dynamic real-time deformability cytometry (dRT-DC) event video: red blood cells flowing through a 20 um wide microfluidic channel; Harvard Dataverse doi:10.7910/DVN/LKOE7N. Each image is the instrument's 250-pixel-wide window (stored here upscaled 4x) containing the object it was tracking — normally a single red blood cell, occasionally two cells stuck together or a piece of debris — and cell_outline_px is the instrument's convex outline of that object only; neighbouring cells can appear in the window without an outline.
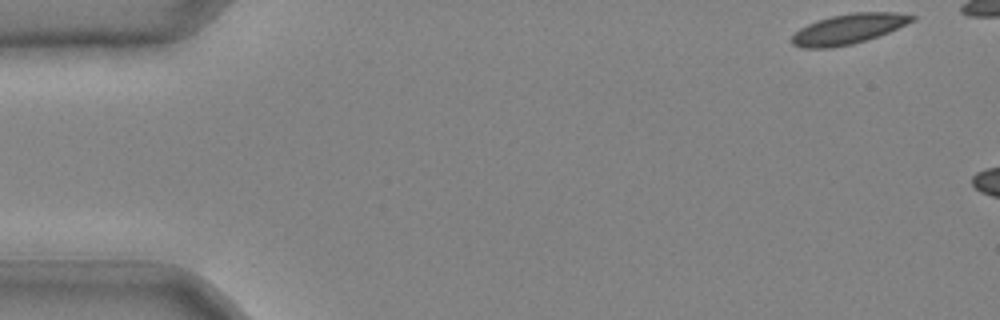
{"species": "common noctule bat (a hibernating species)", "species_latin": "Nyctalus noctula", "temperature_condition": "cold", "stored_images_in_passage": 7, "camera_frame_rate_fps": 3000, "um_per_image_px": 0.085, "animal": {"sex": "male", "body_mass_g": 20.4}, "frame": {"image": 1, "passage_image": 1, "time_ms": 0.0, "image_size_px": [1000, 320], "cell_outline_px": [[916, 20], [888, 32], [852, 44], [832, 48], [800, 48], [792, 44], [792, 36], [800, 28], [816, 20], [832, 16], [852, 12], [896, 12], [916, 16]], "centroid_in_image_um": [72.11, 2.45], "position_along_channel_um": 12.9, "area_um2": 20.98}}